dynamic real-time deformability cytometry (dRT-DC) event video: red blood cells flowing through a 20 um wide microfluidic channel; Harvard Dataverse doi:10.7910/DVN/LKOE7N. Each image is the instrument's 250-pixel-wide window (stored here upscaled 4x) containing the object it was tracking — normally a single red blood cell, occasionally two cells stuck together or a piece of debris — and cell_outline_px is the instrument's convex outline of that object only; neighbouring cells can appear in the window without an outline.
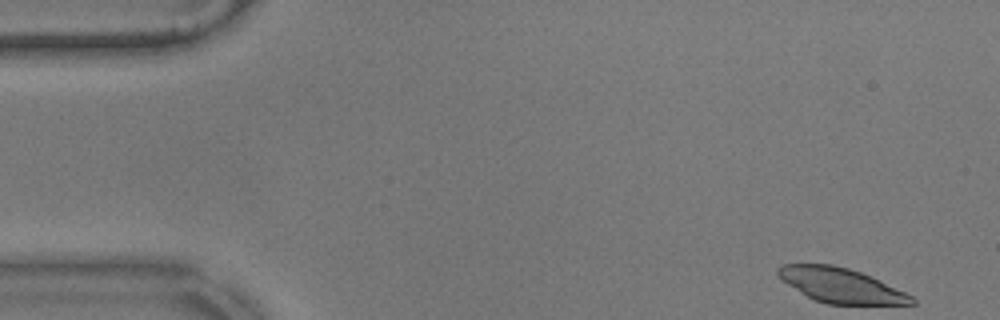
{"species": "common noctule bat (a hibernating species)", "species_latin": "Nyctalus noctula", "temperature_condition": "warm", "stored_images_in_passage": 55, "camera_frame_rate_fps": 3000, "um_per_image_px": 0.085, "animal": {"sex": "male", "body_mass_g": 17.9}, "frame": {"image": 1, "passage_image": 1, "time_ms": 0.0, "image_size_px": [1000, 320], "cell_outline_px": [[916, 304], [828, 304], [816, 300], [808, 296], [780, 280], [776, 272], [776, 268], [780, 264], [832, 264], [848, 268], [860, 272], [880, 280], [912, 296], [916, 300]], "centroid_in_image_um": [71.43, 24.24], "position_along_channel_um": 13.6, "area_um2": 26.82}}
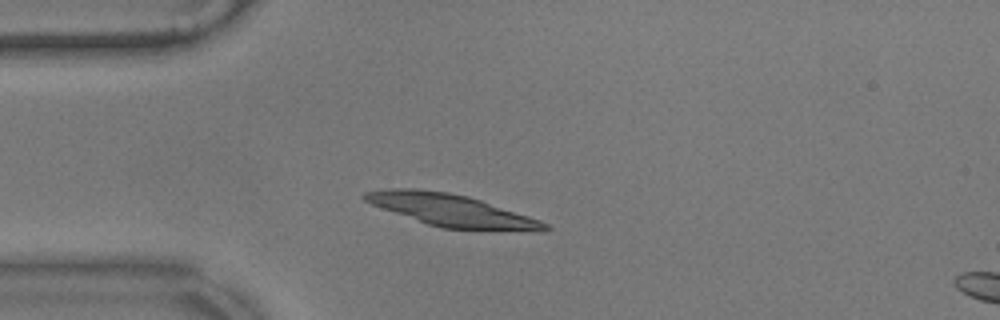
{"frame": {"image": 2, "passage_image": 12, "time_ms": 3.667, "image_size_px": [1000, 320], "cell_outline_px": [[552, 228], [440, 228], [428, 224], [372, 204], [364, 200], [360, 196], [364, 192], [384, 188], [416, 188], [448, 192], [468, 196], [540, 220], [548, 224]], "centroid_in_image_um": [38.15, 17.8], "position_along_channel_um": 46.9, "area_um2": 32.02}}